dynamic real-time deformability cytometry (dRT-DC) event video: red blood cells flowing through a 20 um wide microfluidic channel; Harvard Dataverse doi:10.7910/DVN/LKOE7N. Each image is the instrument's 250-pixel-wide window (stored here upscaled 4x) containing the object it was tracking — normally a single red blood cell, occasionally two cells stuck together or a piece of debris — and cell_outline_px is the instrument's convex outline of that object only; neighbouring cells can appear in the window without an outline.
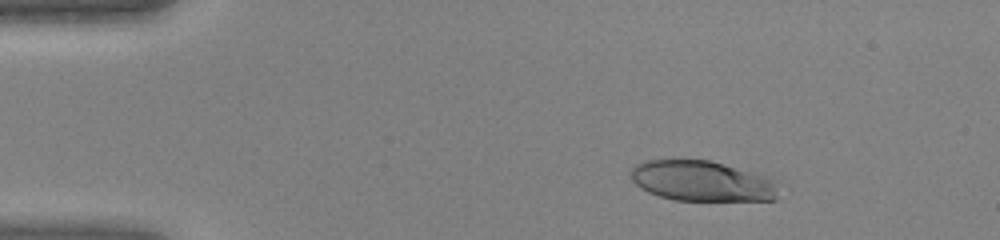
{"species": "human", "species_latin": "Homo sapiens", "temperature_condition": "warm", "stored_images_in_passage": 45, "camera_frame_rate_fps": 3000, "um_per_image_px": 0.085, "donor": {"sex": "female"}, "frame": {"image": 1, "passage_image": 7, "time_ms": 2.0, "image_size_px": [1000, 240], "cell_outline_px": [[776, 200], [672, 200], [648, 192], [640, 188], [632, 180], [628, 172], [636, 164], [644, 160], [708, 160], [772, 176], [776, 180]], "centroid_in_image_um": [59.67, 15.38], "position_along_channel_um": 25.3, "area_um2": 35.08}}
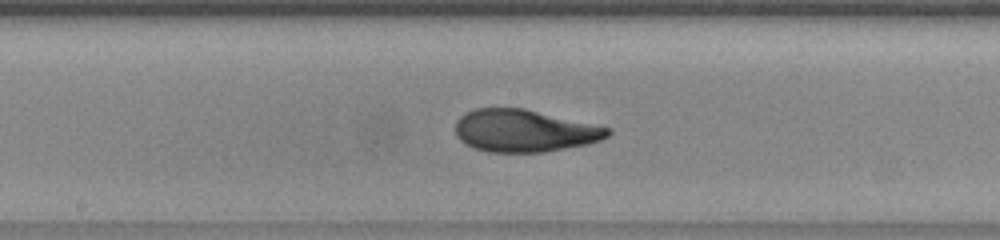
{"frame": {"image": 2, "passage_image": 24, "time_ms": 7.667, "image_size_px": [1000, 240], "cell_outline_px": [[612, 132], [608, 136], [600, 140], [588, 144], [544, 152], [488, 152], [472, 148], [464, 144], [456, 136], [456, 120], [460, 116], [476, 108], [524, 108], [612, 128]], "centroid_in_image_um": [44.56, 11.12], "position_along_channel_um": 203.6, "area_um2": 37.74}}
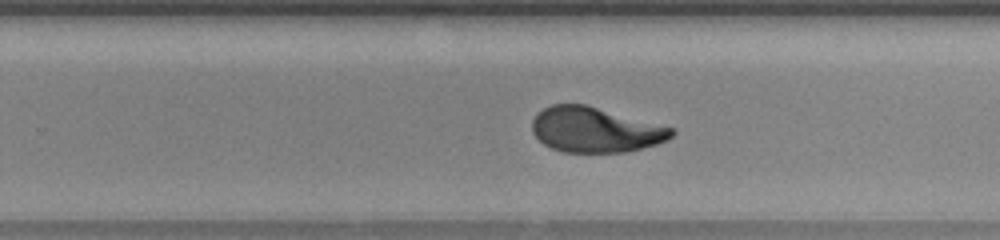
{"frame": {"image": 3, "passage_image": 29, "time_ms": 9.333, "image_size_px": [1000, 240], "cell_outline_px": [[676, 132], [668, 140], [656, 144], [624, 152], [564, 152], [552, 148], [544, 144], [532, 132], [532, 120], [544, 108], [552, 104], [584, 104], [676, 128]], "centroid_in_image_um": [50.62, 11.03], "position_along_channel_um": 279.2, "area_um2": 36.53}}